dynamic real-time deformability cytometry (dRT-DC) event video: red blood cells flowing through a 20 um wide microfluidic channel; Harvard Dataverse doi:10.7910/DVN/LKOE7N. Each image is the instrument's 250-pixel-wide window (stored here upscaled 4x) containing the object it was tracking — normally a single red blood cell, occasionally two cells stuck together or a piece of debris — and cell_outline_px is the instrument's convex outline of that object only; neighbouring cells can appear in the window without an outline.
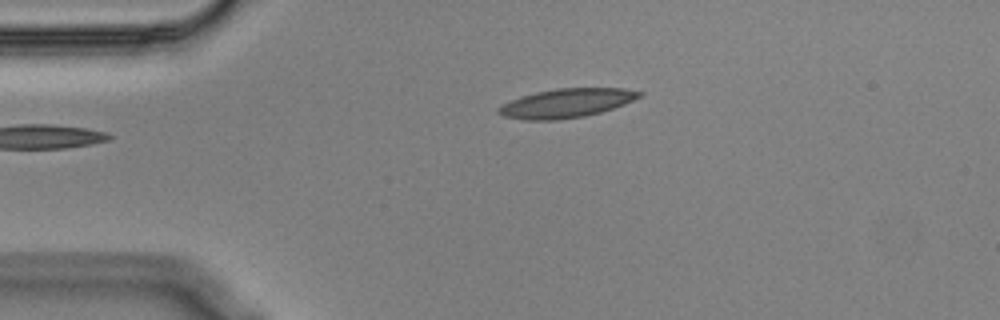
{"species": "Egyptian fruit bat (a non-hibernating species)", "species_latin": "Rousettus aegyptiacus", "temperature_condition": "cold", "stored_images_in_passage": 45, "camera_frame_rate_fps": 3000, "um_per_image_px": 0.085, "animal": {"sex": "male"}, "frame": {"image": 1, "passage_image": 1, "time_ms": 0.0, "image_size_px": [1000, 320], "cell_outline_px": [[644, 92], [640, 96], [624, 104], [600, 112], [584, 116], [556, 120], [524, 120], [504, 116], [496, 112], [496, 108], [512, 100], [536, 92], [556, 88], [624, 88]], "centroid_in_image_um": [48.14, 8.77], "position_along_channel_um": 36.9, "area_um2": 23.52}}
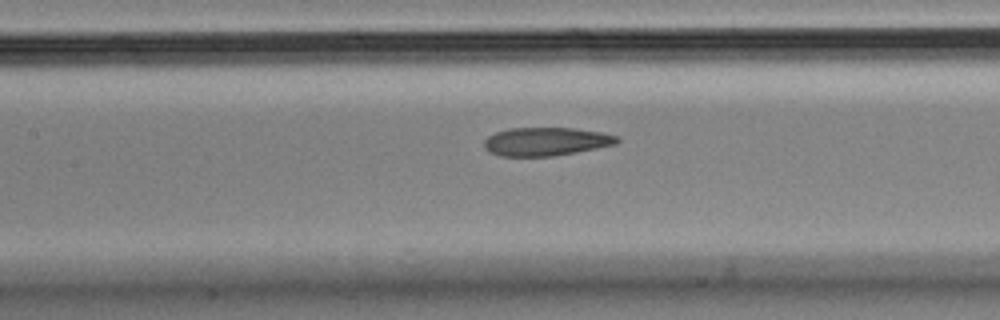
{"frame": {"image": 2, "passage_image": 14, "time_ms": 4.333, "image_size_px": [1000, 320], "cell_outline_px": [[620, 140], [616, 144], [576, 152], [552, 156], [500, 156], [488, 152], [484, 148], [484, 140], [488, 136], [496, 132], [508, 128], [572, 128], [604, 132], [620, 136]], "centroid_in_image_um": [46.41, 12.03], "position_along_channel_um": 161.0, "area_um2": 22.14}}
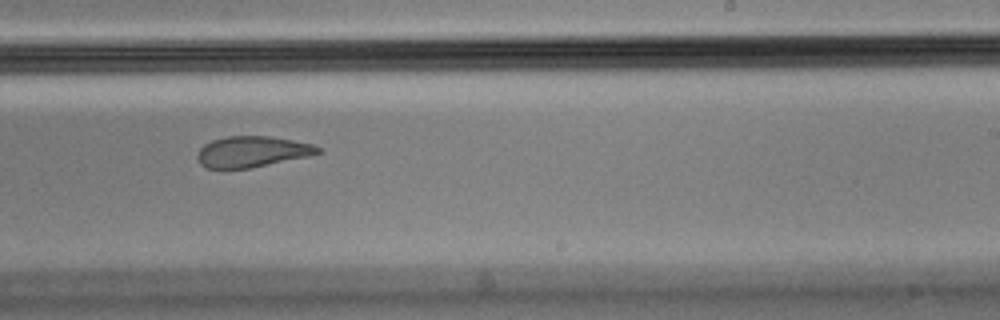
{"frame": {"image": 3, "passage_image": 23, "time_ms": 7.333, "image_size_px": [1000, 320], "cell_outline_px": [[320, 152], [308, 156], [248, 168], [208, 168], [200, 164], [196, 156], [200, 148], [204, 144], [212, 140], [228, 136], [268, 136], [292, 140], [312, 144], [320, 148]], "centroid_in_image_um": [21.39, 12.88], "position_along_channel_um": 267.6, "area_um2": 21.39}, "authors_computed_cell_mechanics": {"area_um2": 23.8136, "velocity_mm_per_s": 3.5674, "shape_relaxation_time_tau1_ms": null, "shape_relaxation_time_tau2_ms": 1.4334, "deformation_change_tau1": null, "deformation_change_tau2": 0.0793}}